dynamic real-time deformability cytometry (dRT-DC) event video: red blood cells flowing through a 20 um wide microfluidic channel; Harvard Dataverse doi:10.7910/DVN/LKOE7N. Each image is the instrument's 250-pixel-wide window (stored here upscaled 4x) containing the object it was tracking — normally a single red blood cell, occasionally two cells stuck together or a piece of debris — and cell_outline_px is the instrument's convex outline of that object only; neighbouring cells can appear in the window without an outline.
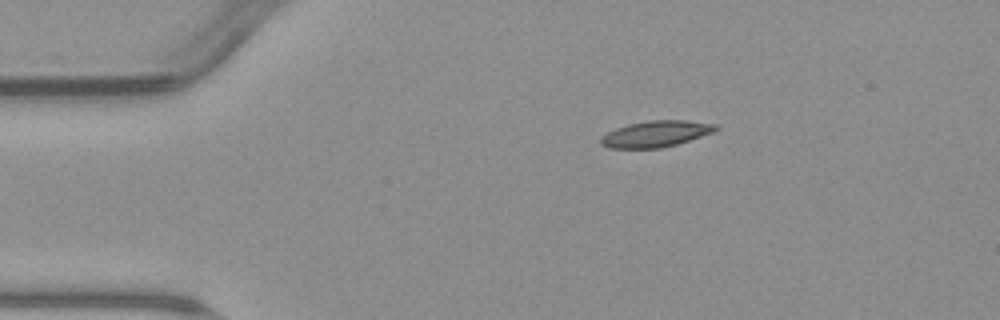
{"species": "common noctule bat (a hibernating species)", "species_latin": "Nyctalus noctula", "temperature_condition": "warm", "stored_images_in_passage": 5, "camera_frame_rate_fps": 3000, "um_per_image_px": 0.085, "animal": {"sex": "male", "body_mass_g": 23.1, "forearm_length_mm": 52.7}, "frame": {"image": 1, "passage_image": 1, "time_ms": 0.0, "image_size_px": [1000, 320], "cell_outline_px": [[720, 128], [712, 132], [676, 144], [660, 148], [608, 148], [600, 144], [600, 136], [616, 128], [628, 124], [648, 120], [688, 120], [716, 124]], "centroid_in_image_um": [55.71, 11.37], "position_along_channel_um": 29.3, "area_um2": 17.51}}
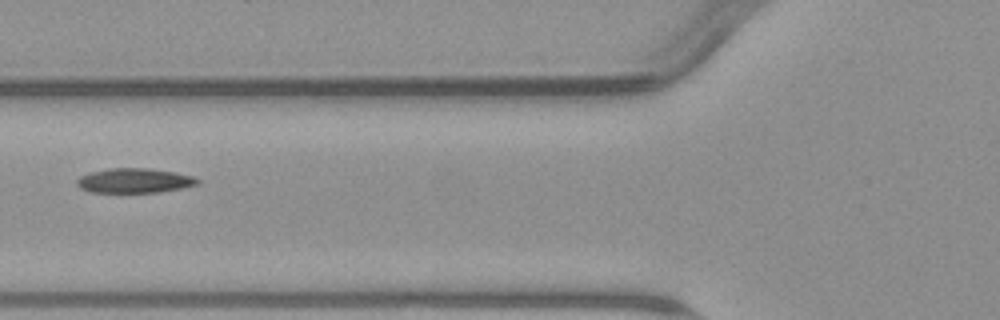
{"frame": {"image": 2, "passage_image": 4, "time_ms": 3.667, "image_size_px": [1000, 320], "cell_outline_px": [[200, 184], [160, 192], [88, 192], [80, 188], [76, 184], [76, 180], [80, 176], [92, 172], [108, 168], [148, 168], [176, 172], [192, 176], [200, 180]], "centroid_in_image_um": [11.42, 15.35], "position_along_channel_um": 114.4, "area_um2": 17.34}}
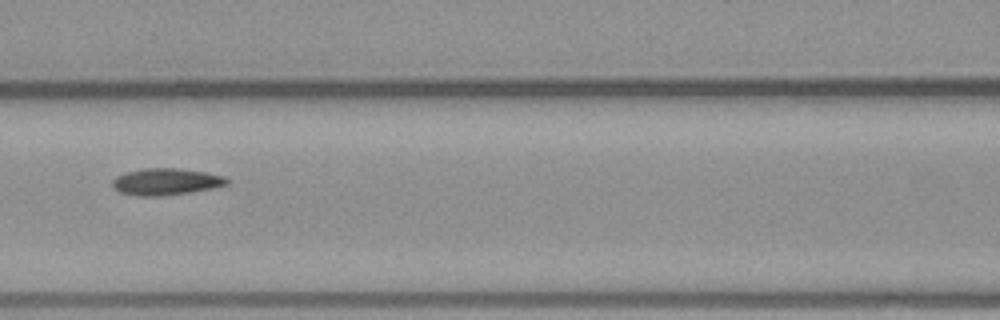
{"frame": {"image": 3, "passage_image": 5, "time_ms": 4.667, "image_size_px": [1000, 320], "cell_outline_px": [[228, 184], [212, 188], [192, 192], [160, 196], [136, 196], [120, 192], [112, 188], [112, 180], [116, 176], [124, 172], [144, 168], [176, 168], [204, 172], [224, 176], [228, 180]], "centroid_in_image_um": [14.05, 15.45], "position_along_channel_um": 152.5, "area_um2": 17.92}}